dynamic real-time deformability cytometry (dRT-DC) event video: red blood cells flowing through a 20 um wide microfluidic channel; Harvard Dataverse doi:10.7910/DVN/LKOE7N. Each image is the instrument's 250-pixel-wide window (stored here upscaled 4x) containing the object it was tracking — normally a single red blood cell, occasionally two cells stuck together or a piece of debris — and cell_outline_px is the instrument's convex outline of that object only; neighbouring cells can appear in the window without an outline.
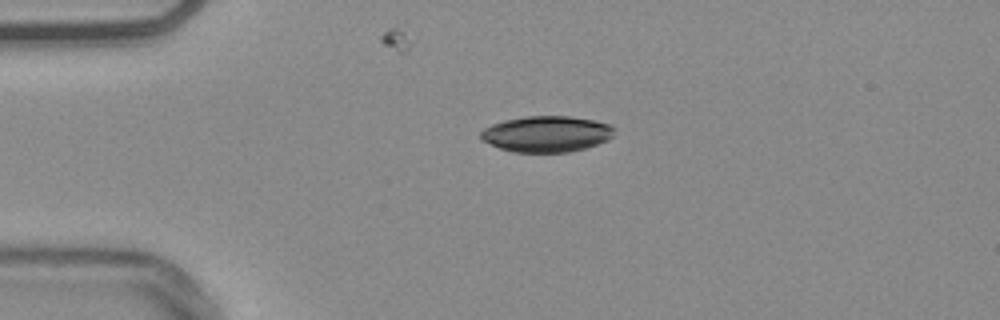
{"species": "common noctule bat (a hibernating species)", "species_latin": "Nyctalus noctula", "temperature_condition": "warm", "stored_images_in_passage": 43, "camera_frame_rate_fps": 3000, "um_per_image_px": 0.085, "animal": {"sex": "male", "body_mass_g": 20.4}, "frame": {"image": 1, "passage_image": 1, "time_ms": 0.0, "image_size_px": [1000, 320], "cell_outline_px": [[616, 128], [612, 136], [608, 140], [584, 148], [568, 152], [512, 152], [500, 148], [480, 140], [480, 132], [484, 128], [492, 124], [504, 120], [524, 116], [568, 116], [592, 120], [608, 124]], "centroid_in_image_um": [46.43, 11.38], "position_along_channel_um": 38.6, "area_um2": 28.03}}
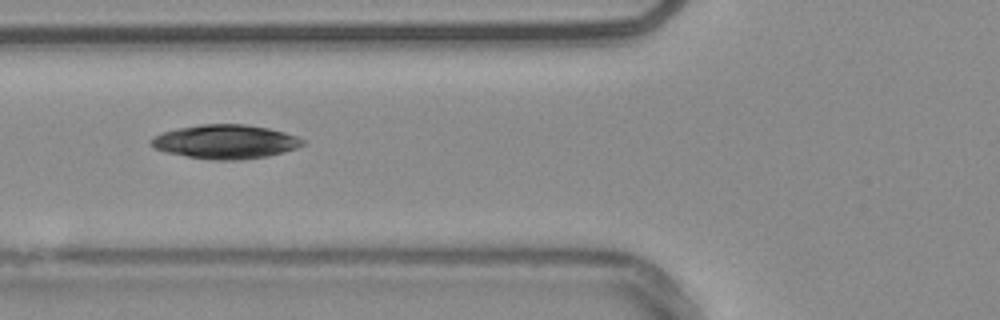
{"frame": {"image": 2, "passage_image": 9, "time_ms": 2.667, "image_size_px": [1000, 320], "cell_outline_px": [[304, 144], [296, 148], [284, 152], [268, 156], [240, 160], [212, 160], [164, 152], [148, 144], [148, 140], [164, 132], [176, 128], [200, 124], [244, 124], [268, 128], [284, 132], [296, 136], [304, 140]], "centroid_in_image_um": [19.15, 12.05], "position_along_channel_um": 106.7, "area_um2": 30.06}}
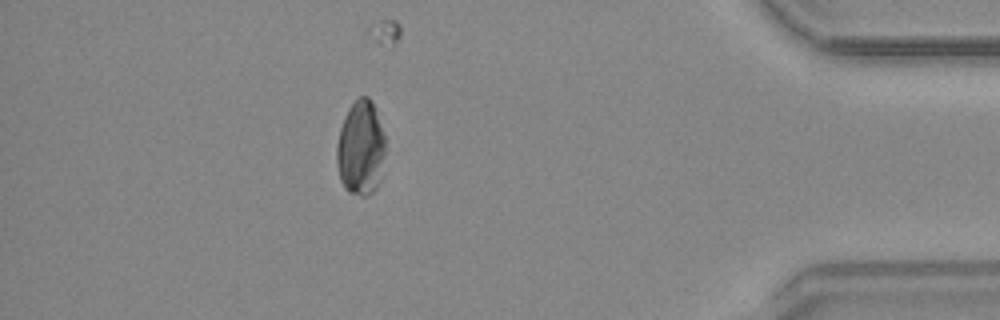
{"frame": {"image": 3, "passage_image": 36, "time_ms": 11.667, "image_size_px": [1000, 320], "cell_outline_px": [[384, 152], [380, 180], [376, 188], [368, 196], [360, 196], [348, 192], [344, 188], [340, 180], [336, 164], [336, 144], [340, 128], [344, 116], [348, 108], [360, 96], [368, 96], [376, 108], [384, 132]], "centroid_in_image_um": [30.64, 12.59], "position_along_channel_um": 404.6, "area_um2": 27.22}}